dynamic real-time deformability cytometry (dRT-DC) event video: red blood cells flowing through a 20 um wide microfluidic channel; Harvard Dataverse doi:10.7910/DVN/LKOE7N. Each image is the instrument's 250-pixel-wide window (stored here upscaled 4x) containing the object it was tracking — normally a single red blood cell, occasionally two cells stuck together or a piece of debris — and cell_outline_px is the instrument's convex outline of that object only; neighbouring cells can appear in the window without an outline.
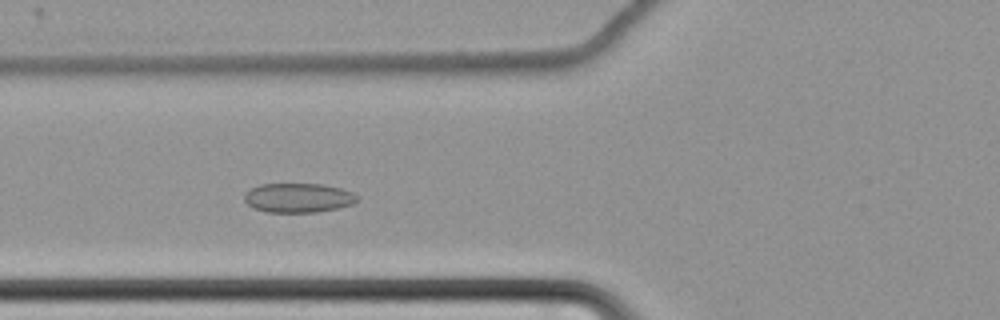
{"species": "common noctule bat (a hibernating species)", "species_latin": "Nyctalus noctula", "temperature_condition": "cold", "stored_images_in_passage": 58, "camera_frame_rate_fps": 3000, "um_per_image_px": 0.085, "animal": {"sex": "female", "body_mass_g": 22.7, "forearm_length_mm": 54.2}, "frame": {"image": 1, "passage_image": 21, "time_ms": 6.667, "image_size_px": [1000, 320], "cell_outline_px": [[360, 200], [352, 204], [336, 208], [316, 212], [268, 212], [252, 208], [244, 200], [244, 192], [260, 184], [324, 184], [340, 188], [352, 192]], "centroid_in_image_um": [25.33, 16.81], "position_along_channel_um": 100.5, "area_um2": 19.31}}
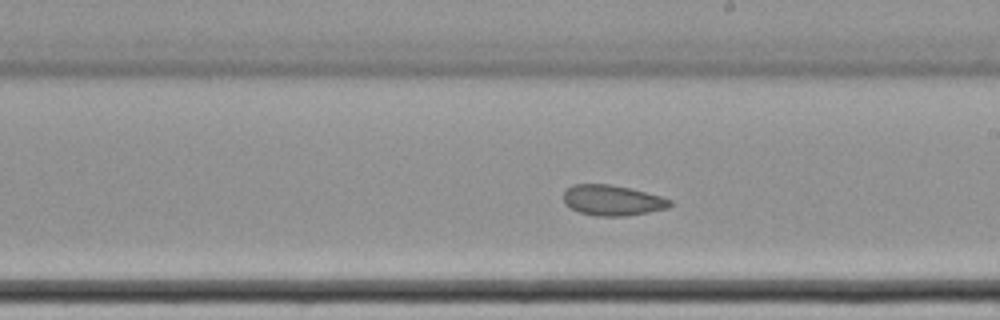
{"frame": {"image": 2, "passage_image": 33, "time_ms": 10.667, "image_size_px": [1000, 320], "cell_outline_px": [[672, 204], [668, 208], [648, 212], [624, 216], [596, 216], [580, 212], [564, 204], [564, 188], [572, 184], [612, 184], [660, 196], [672, 200]], "centroid_in_image_um": [52.02, 17.02], "position_along_channel_um": 237.0, "area_um2": 18.9}}
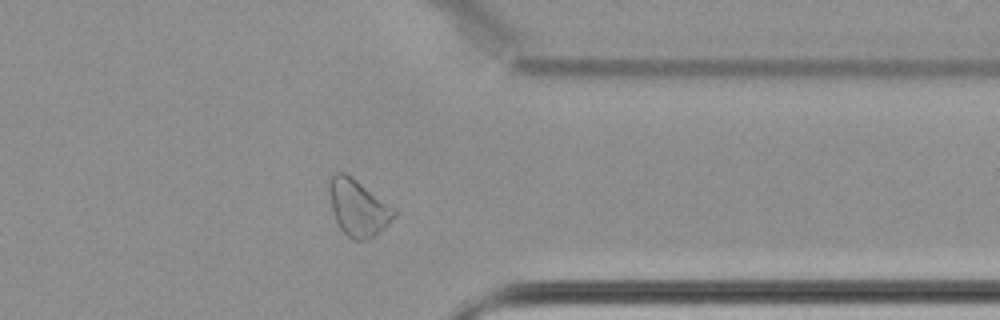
{"frame": {"image": 3, "passage_image": 46, "time_ms": 15.0, "image_size_px": [1000, 320], "cell_outline_px": [[396, 216], [376, 236], [368, 240], [352, 240], [340, 228], [332, 212], [328, 192], [328, 176], [332, 172], [344, 172], [352, 176], [396, 208]], "centroid_in_image_um": [30.42, 17.63], "position_along_channel_um": 381.0, "area_um2": 21.96}, "authors_computed_cell_mechanics": {"area_um2": 21.2704, "velocity_mm_per_s": 3.4201, "shape_relaxation_time_tau1_ms": null, "shape_relaxation_time_tau2_ms": 3.1902, "deformation_change_tau1": null, "deformation_change_tau2": 0.0811}}